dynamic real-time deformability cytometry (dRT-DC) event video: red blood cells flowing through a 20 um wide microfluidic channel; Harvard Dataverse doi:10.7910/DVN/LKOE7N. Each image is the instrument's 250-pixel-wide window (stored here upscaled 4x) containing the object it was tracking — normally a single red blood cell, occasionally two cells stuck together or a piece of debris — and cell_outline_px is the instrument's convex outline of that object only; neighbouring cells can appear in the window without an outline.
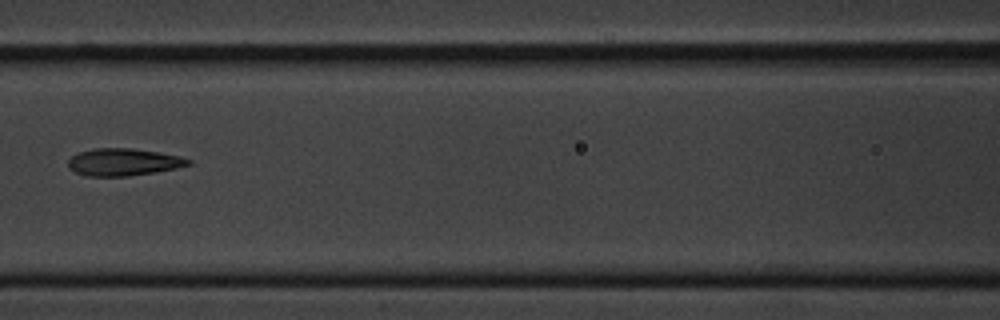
{"species": "common noctule bat (a hibernating species)", "species_latin": "Nyctalus noctula", "temperature_condition": "cold", "stored_images_in_passage": 12, "camera_frame_rate_fps": 3000, "um_per_image_px": 0.085, "animal": {"sex": "male", "body_mass_g": 20.1, "forearm_length_mm": 53.5}, "frame": {"image": 1, "passage_image": 3, "time_ms": 2.333, "image_size_px": [1000, 320], "cell_outline_px": [[192, 164], [176, 168], [156, 172], [128, 176], [88, 176], [76, 172], [68, 168], [68, 160], [72, 156], [80, 152], [96, 148], [132, 148], [156, 152], [176, 156], [192, 160]], "centroid_in_image_um": [10.47, 13.78], "position_along_channel_um": 156.1, "area_um2": 18.9}}
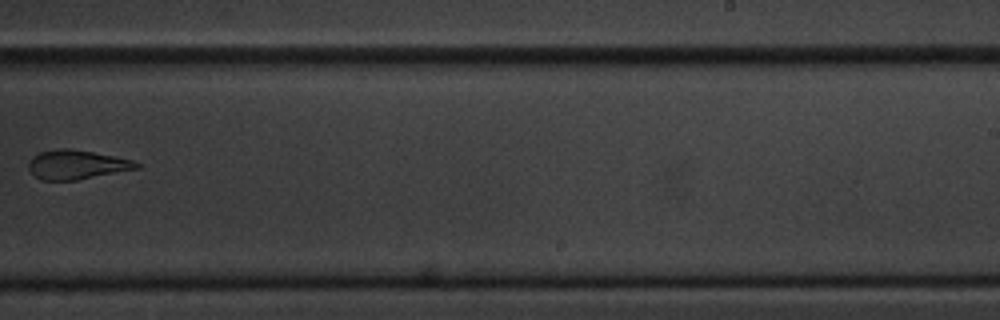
{"frame": {"image": 2, "passage_image": 6, "time_ms": 6.0, "image_size_px": [1000, 320], "cell_outline_px": [[140, 168], [76, 180], [40, 180], [28, 168], [28, 164], [32, 156], [40, 152], [60, 148], [68, 148], [92, 152], [132, 160], [140, 164]], "centroid_in_image_um": [6.5, 14.0], "position_along_channel_um": 282.5, "area_um2": 18.15}}
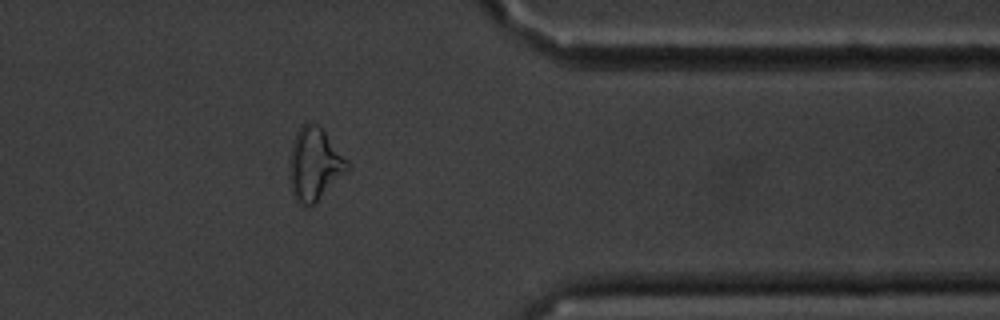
{"frame": {"image": 3, "passage_image": 9, "time_ms": 9.333, "image_size_px": [1000, 320], "cell_outline_px": [[348, 168], [312, 204], [300, 204], [296, 200], [292, 192], [288, 176], [288, 164], [292, 144], [296, 132], [308, 120], [312, 120], [324, 128], [348, 160]], "centroid_in_image_um": [26.69, 13.85], "position_along_channel_um": 384.7, "area_um2": 24.33}}